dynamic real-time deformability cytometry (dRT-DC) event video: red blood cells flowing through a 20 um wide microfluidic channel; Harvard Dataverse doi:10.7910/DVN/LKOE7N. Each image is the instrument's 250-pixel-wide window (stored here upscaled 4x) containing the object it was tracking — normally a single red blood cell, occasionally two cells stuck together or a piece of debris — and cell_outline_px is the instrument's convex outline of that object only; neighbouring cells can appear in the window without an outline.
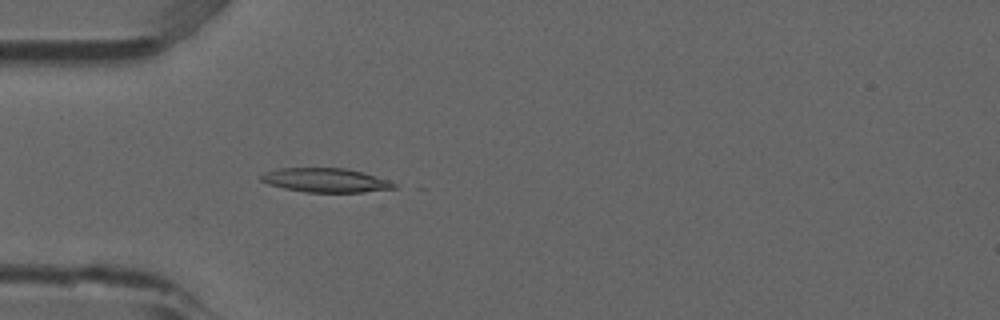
{"species": "common noctule bat (a hibernating species)", "species_latin": "Nyctalus noctula", "temperature_condition": "room temperature", "stored_images_in_passage": 6, "camera_frame_rate_fps": 3000, "um_per_image_px": 0.085, "animal": {"sex": "male", "forearm_length_mm": 52.5}, "frame": {"image": 1, "passage_image": 6, "time_ms": 1.667, "image_size_px": [1000, 320], "cell_outline_px": [[396, 188], [360, 192], [304, 192], [284, 188], [268, 184], [260, 180], [260, 176], [264, 172], [276, 168], [344, 168], [364, 172], [388, 180], [396, 184]], "centroid_in_image_um": [27.64, 15.31], "position_along_channel_um": 57.4, "area_um2": 18.67}}